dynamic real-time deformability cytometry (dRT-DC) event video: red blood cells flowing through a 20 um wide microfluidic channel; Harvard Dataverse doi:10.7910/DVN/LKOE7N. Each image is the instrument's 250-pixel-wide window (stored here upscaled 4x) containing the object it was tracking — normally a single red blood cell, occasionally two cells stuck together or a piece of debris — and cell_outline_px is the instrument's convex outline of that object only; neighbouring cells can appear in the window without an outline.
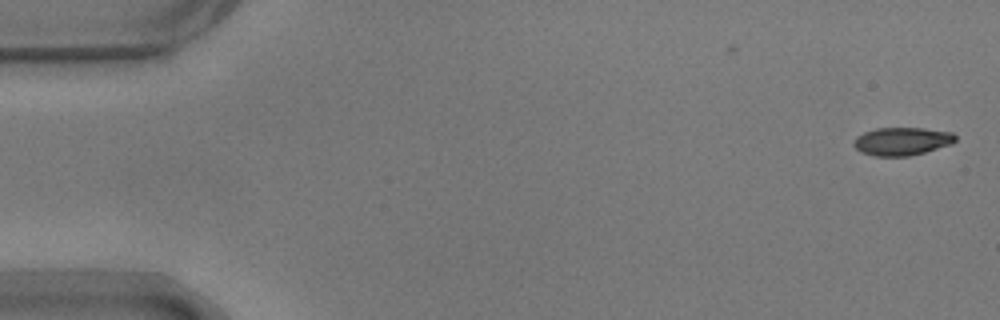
{"species": "common noctule bat (a hibernating species)", "species_latin": "Nyctalus noctula", "temperature_condition": "warm", "stored_images_in_passage": 54, "camera_frame_rate_fps": 3000, "um_per_image_px": 0.085, "animal": {"sex": "male", "body_mass_g": 17.9}, "frame": {"image": 1, "passage_image": 1, "time_ms": 0.0, "image_size_px": [1000, 320], "cell_outline_px": [[956, 140], [952, 144], [924, 152], [908, 156], [876, 156], [860, 152], [852, 144], [852, 140], [856, 136], [864, 132], [876, 128], [924, 128], [952, 132], [956, 136]], "centroid_in_image_um": [76.64, 12.0], "position_along_channel_um": 8.4, "area_um2": 16.7}}
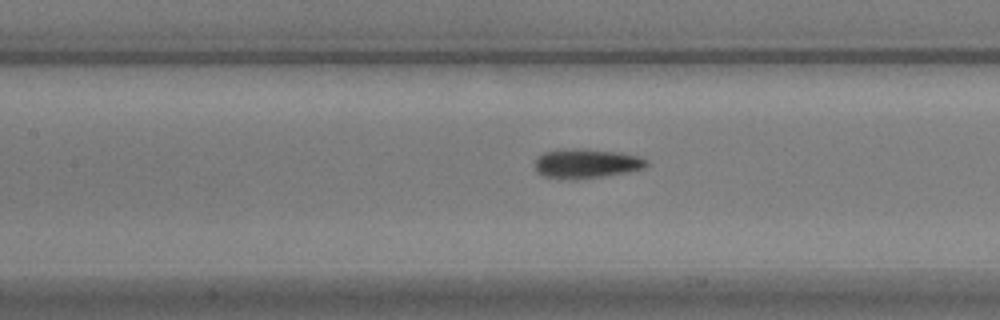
{"frame": {"image": 2, "passage_image": 24, "time_ms": 7.667, "image_size_px": [1000, 320], "cell_outline_px": [[648, 164], [644, 168], [628, 172], [604, 176], [544, 176], [536, 172], [536, 156], [544, 152], [564, 148], [580, 148], [620, 152], [640, 156], [648, 160]], "centroid_in_image_um": [49.89, 13.83], "position_along_channel_um": 157.5, "area_um2": 18.55}}
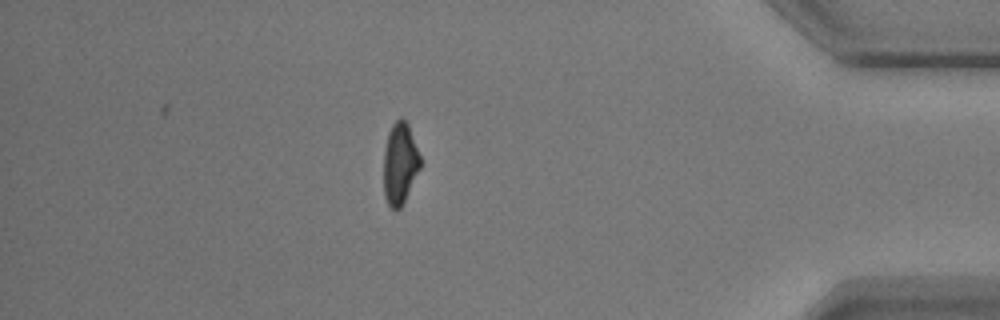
{"frame": {"image": 3, "passage_image": 47, "time_ms": 15.333, "image_size_px": [1000, 320], "cell_outline_px": [[420, 168], [400, 208], [396, 212], [388, 204], [384, 196], [384, 152], [388, 132], [392, 124], [400, 116], [408, 124], [420, 156]], "centroid_in_image_um": [33.98, 13.89], "position_along_channel_um": 401.2, "area_um2": 17.22}, "authors_computed_cell_mechanics": {"area_um2": 18.0047, "velocity_mm_per_s": 3.7033, "shape_relaxation_time_tau1_ms": 3.5047, "shape_relaxation_time_tau2_ms": 4.7009, "deformation_change_tau1": 0.1252, "deformation_change_tau2": 0.1045}}